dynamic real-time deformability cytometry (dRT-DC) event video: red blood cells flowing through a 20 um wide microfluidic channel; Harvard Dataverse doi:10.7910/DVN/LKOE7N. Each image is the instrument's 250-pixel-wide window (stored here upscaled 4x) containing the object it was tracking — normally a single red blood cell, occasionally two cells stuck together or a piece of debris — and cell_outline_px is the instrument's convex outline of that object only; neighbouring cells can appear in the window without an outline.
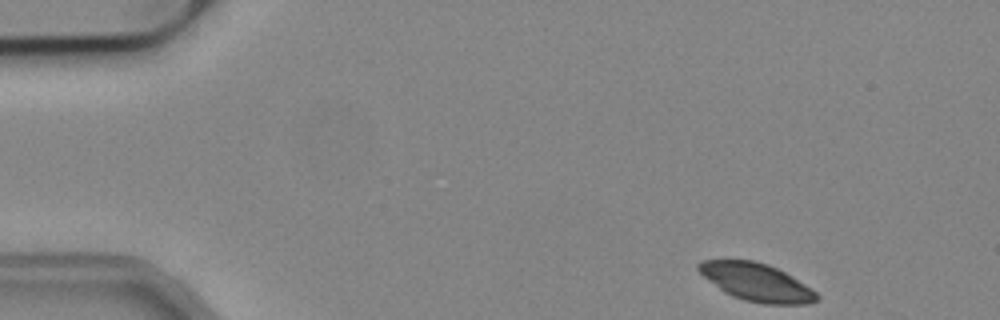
{"species": "common noctule bat (a hibernating species)", "species_latin": "Nyctalus noctula", "temperature_condition": "cold", "stored_images_in_passage": 48, "camera_frame_rate_fps": 3000, "um_per_image_px": 0.085, "animal": {"sex": "male", "body_mass_g": 19.2, "forearm_length_mm": 51.8}, "frame": {"image": 1, "passage_image": 1, "time_ms": 0.0, "image_size_px": [1000, 320], "cell_outline_px": [[820, 296], [816, 300], [808, 304], [764, 304], [744, 300], [732, 296], [724, 292], [704, 276], [696, 268], [696, 264], [700, 260], [752, 260], [768, 264], [784, 272], [812, 288]], "centroid_in_image_um": [64.3, 23.98], "position_along_channel_um": 20.7, "area_um2": 25.89}}
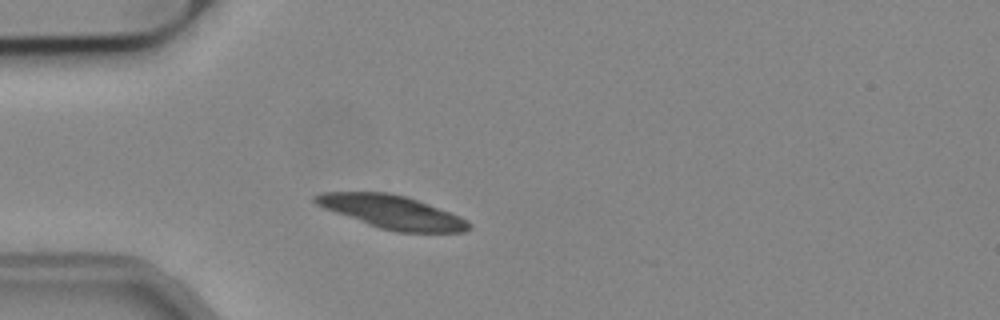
{"frame": {"image": 2, "passage_image": 10, "time_ms": 3.0, "image_size_px": [1000, 320], "cell_outline_px": [[472, 224], [464, 232], [396, 232], [380, 228], [368, 224], [324, 208], [316, 204], [312, 200], [312, 196], [320, 192], [388, 192], [404, 196], [416, 200], [460, 216], [468, 220]], "centroid_in_image_um": [33.29, 18.01], "position_along_channel_um": 51.7, "area_um2": 29.48}}